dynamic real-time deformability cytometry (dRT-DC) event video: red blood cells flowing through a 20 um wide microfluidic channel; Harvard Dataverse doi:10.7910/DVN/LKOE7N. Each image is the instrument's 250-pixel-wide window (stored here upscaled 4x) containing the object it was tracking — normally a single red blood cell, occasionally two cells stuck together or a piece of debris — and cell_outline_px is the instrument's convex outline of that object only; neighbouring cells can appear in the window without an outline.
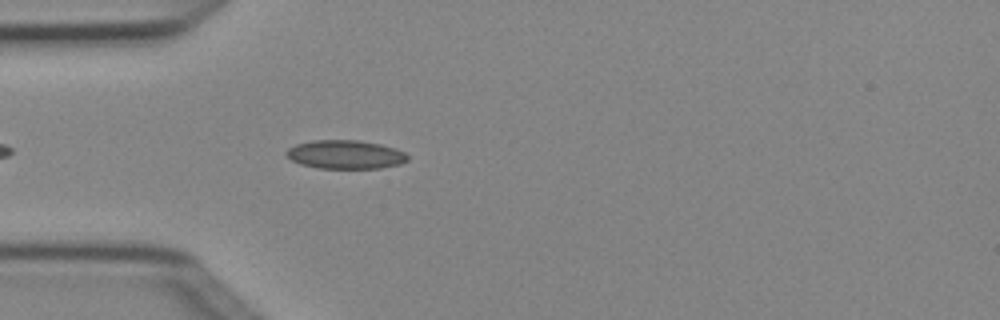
{"species": "Egyptian fruit bat (a non-hibernating species)", "species_latin": "Rousettus aegyptiacus", "temperature_condition": "cold", "stored_images_in_passage": 4, "camera_frame_rate_fps": 3000, "um_per_image_px": 0.085, "animal": {"sex": "female"}, "frame": {"image": 1, "passage_image": 4, "time_ms": 1.0, "image_size_px": [1000, 320], "cell_outline_px": [[408, 160], [400, 164], [380, 168], [316, 168], [300, 164], [292, 160], [284, 152], [288, 148], [296, 144], [312, 140], [360, 140], [380, 144], [396, 148], [404, 152], [408, 156]], "centroid_in_image_um": [29.35, 13.13], "position_along_channel_um": 55.6, "area_um2": 20.35}}